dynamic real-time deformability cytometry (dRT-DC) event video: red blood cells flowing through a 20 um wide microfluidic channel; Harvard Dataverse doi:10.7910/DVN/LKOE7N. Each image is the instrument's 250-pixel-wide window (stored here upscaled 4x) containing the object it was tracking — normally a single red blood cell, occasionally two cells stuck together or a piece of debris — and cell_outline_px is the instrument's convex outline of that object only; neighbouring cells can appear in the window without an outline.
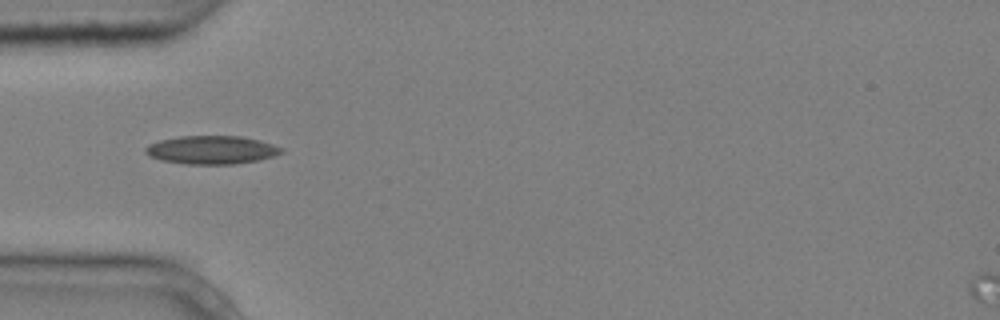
{"species": "common noctule bat (a hibernating species)", "species_latin": "Nyctalus noctula", "temperature_condition": "cold", "stored_images_in_passage": 4, "camera_frame_rate_fps": 3000, "um_per_image_px": 0.085, "animal": {"sex": "male", "body_mass_g": 20.4}, "frame": {"image": 1, "passage_image": 4, "time_ms": 1.0, "image_size_px": [1000, 320], "cell_outline_px": [[284, 152], [272, 156], [256, 160], [236, 164], [184, 164], [160, 160], [148, 156], [144, 152], [144, 148], [148, 144], [160, 140], [180, 136], [240, 136], [260, 140], [284, 148]], "centroid_in_image_um": [17.95, 12.74], "position_along_channel_um": 67.1, "area_um2": 22.54}}